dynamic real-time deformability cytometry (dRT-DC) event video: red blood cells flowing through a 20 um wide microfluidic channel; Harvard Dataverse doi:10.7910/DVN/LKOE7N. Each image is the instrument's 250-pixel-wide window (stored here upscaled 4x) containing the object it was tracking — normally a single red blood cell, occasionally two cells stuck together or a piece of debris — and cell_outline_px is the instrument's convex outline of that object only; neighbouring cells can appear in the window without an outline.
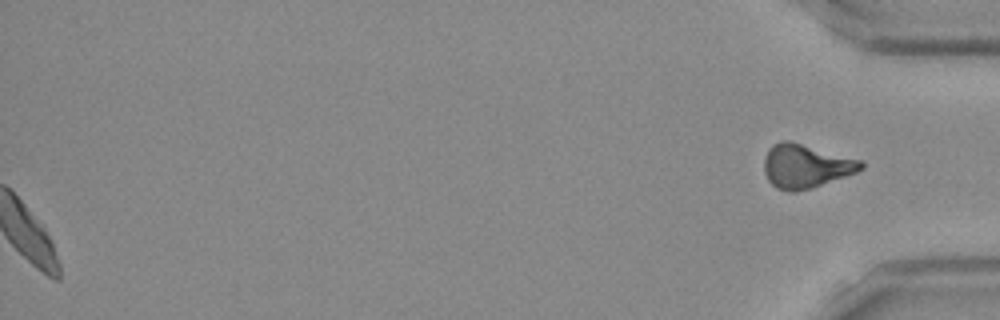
{"species": "Egyptian fruit bat (a non-hibernating species)", "species_latin": "Rousettus aegyptiacus", "temperature_condition": "room temperature", "stored_images_in_passage": 51, "segment_of_instrument_passage": [2, 2], "camera_frame_rate_fps": 3000, "um_per_image_px": 0.085, "frame": {"image": 1, "passage_image": 51, "time_ms": 16.667, "image_size_px": [1000, 320], "cell_outline_px": [[864, 168], [856, 172], [812, 188], [796, 192], [788, 192], [776, 188], [768, 180], [764, 172], [764, 160], [768, 148], [772, 144], [780, 140], [788, 140], [864, 160]], "centroid_in_image_um": [68.48, 14.11], "position_along_channel_um": 366.7, "area_um2": 24.97}}